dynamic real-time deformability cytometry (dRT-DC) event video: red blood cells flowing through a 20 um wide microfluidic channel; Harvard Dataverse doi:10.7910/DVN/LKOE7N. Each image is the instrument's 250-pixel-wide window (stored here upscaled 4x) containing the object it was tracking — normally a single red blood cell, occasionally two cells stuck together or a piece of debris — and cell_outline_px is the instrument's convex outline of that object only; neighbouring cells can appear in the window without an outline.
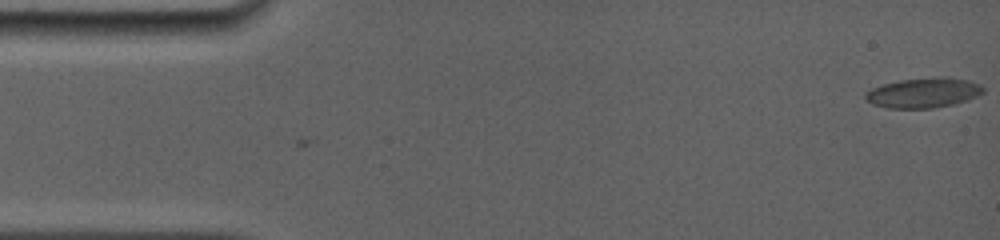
{"species": "common noctule bat (a hibernating species)", "species_latin": "Nyctalus noctula", "temperature_condition": "room temperature", "stored_images_in_passage": 3, "camera_frame_rate_fps": 5000, "um_per_image_px": 0.085, "animal": {"sex": "female", "body_mass_g": 19.0, "forearm_length_mm": 56.7}, "frame": {"image": 1, "passage_image": 3, "time_ms": 1.2, "image_size_px": [1000, 240], "cell_outline_px": [[984, 92], [968, 100], [952, 104], [932, 108], [888, 108], [872, 104], [864, 96], [872, 88], [880, 84], [900, 80], [944, 76], [948, 76], [968, 80], [980, 84], [984, 88]], "centroid_in_image_um": [78.52, 7.87], "position_along_channel_um": 6.5, "area_um2": 20.58}}